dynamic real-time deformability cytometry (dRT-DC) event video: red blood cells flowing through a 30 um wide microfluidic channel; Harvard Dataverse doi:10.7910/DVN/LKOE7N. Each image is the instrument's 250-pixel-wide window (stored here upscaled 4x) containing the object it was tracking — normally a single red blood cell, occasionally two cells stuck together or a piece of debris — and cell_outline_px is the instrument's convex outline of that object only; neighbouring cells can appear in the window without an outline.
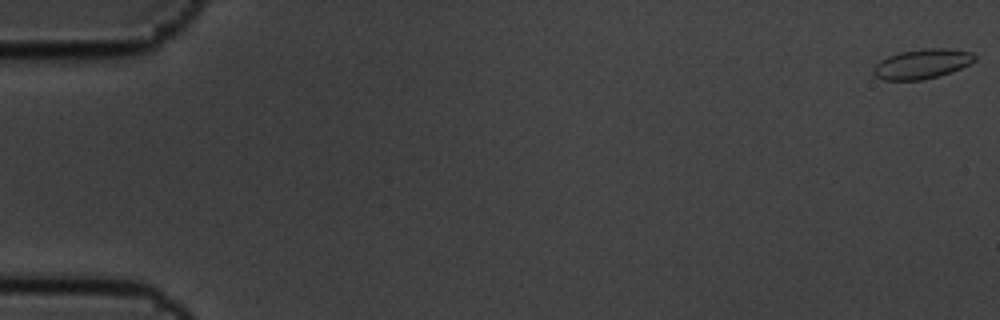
{"species": "common noctule bat (a hibernating species)", "species_latin": "Nyctalus noctula", "temperature_condition": "cold", "stored_images_in_passage": 6, "camera_frame_rate_fps": 3000, "um_per_image_px": 0.085, "animal": {"sex": "male", "body_mass_g": 19.5, "forearm_length_mm": 54.6}, "frame": {"image": 1, "passage_image": 1, "time_ms": 0.0, "image_size_px": [1000, 320], "cell_outline_px": [[976, 60], [960, 68], [940, 76], [920, 80], [884, 80], [876, 76], [872, 72], [872, 68], [880, 60], [888, 56], [900, 52], [924, 48], [948, 48], [972, 52], [976, 56]], "centroid_in_image_um": [78.36, 5.42], "position_along_channel_um": 6.6, "area_um2": 17.57}}